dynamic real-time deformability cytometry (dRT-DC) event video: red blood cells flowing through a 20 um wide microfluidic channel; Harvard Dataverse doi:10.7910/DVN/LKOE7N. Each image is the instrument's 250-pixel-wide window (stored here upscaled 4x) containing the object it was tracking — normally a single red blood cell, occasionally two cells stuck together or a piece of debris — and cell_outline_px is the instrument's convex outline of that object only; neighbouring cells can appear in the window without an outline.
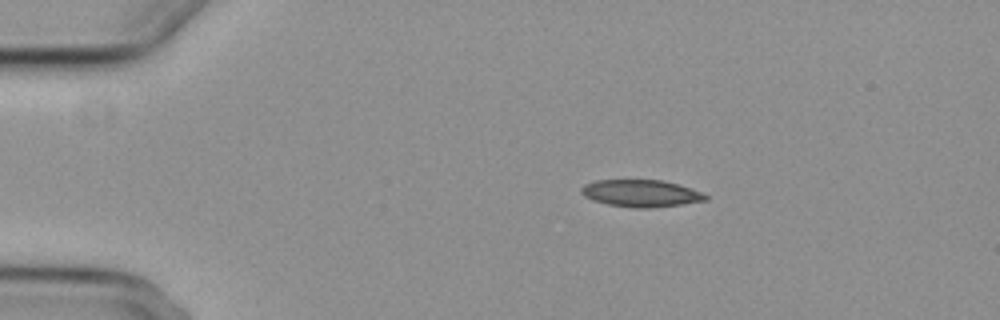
{"species": "common noctule bat (a hibernating species)", "species_latin": "Nyctalus noctula", "temperature_condition": "cold", "stored_images_in_passage": 4, "camera_frame_rate_fps": 3000, "um_per_image_px": 0.085, "animal": {"sex": "female", "body_mass_g": 29.2, "forearm_length_mm": 56.3}, "frame": {"image": 1, "passage_image": 1, "time_ms": 0.0, "image_size_px": [1000, 320], "cell_outline_px": [[708, 200], [680, 204], [648, 208], [632, 208], [608, 204], [592, 200], [584, 196], [580, 192], [580, 188], [584, 184], [596, 180], [664, 180], [680, 184], [704, 192], [708, 196]], "centroid_in_image_um": [54.5, 16.42], "position_along_channel_um": 30.5, "area_um2": 19.83}}
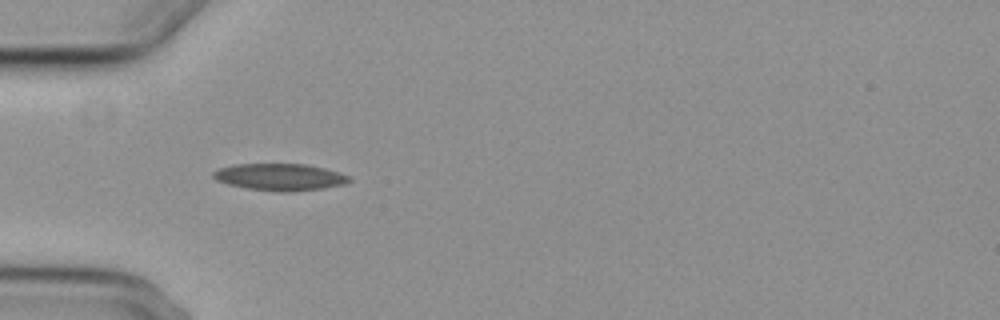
{"frame": {"image": 2, "passage_image": 3, "time_ms": 2.333, "image_size_px": [1000, 320], "cell_outline_px": [[352, 180], [344, 184], [324, 188], [288, 192], [276, 192], [244, 188], [228, 184], [216, 180], [212, 176], [212, 172], [220, 168], [236, 164], [304, 164], [324, 168], [340, 172], [352, 176]], "centroid_in_image_um": [23.81, 15.05], "position_along_channel_um": 61.2, "area_um2": 21.5}}
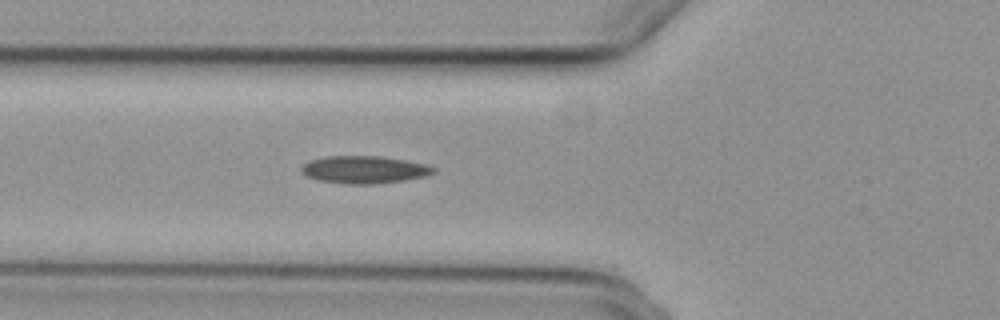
{"frame": {"image": 3, "passage_image": 4, "time_ms": 3.333, "image_size_px": [1000, 320], "cell_outline_px": [[436, 172], [428, 176], [404, 180], [376, 184], [344, 184], [316, 180], [300, 172], [300, 168], [308, 160], [324, 156], [380, 156], [404, 160], [424, 164], [436, 168]], "centroid_in_image_um": [30.93, 14.42], "position_along_channel_um": 94.9, "area_um2": 21.39}}